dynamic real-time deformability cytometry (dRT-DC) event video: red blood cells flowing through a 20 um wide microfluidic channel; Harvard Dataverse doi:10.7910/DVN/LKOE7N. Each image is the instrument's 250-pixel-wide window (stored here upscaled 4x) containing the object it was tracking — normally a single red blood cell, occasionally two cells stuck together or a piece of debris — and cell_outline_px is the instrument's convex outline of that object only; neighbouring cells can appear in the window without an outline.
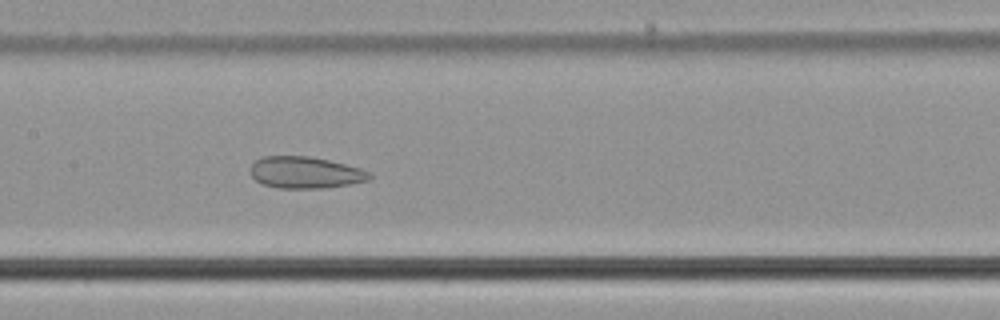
{"species": "common noctule bat (a hibernating species)", "species_latin": "Nyctalus noctula", "temperature_condition": "cold", "stored_images_in_passage": 57, "camera_frame_rate_fps": 3000, "um_per_image_px": 0.085, "animal": {"sex": "male", "body_mass_g": 21.5, "forearm_length_mm": 52.0}, "frame": {"image": 1, "passage_image": 28, "time_ms": 9.0, "image_size_px": [1000, 320], "cell_outline_px": [[372, 176], [368, 180], [348, 184], [324, 188], [276, 188], [264, 184], [256, 180], [252, 176], [252, 164], [256, 160], [264, 156], [308, 156], [328, 160], [360, 168], [368, 172]], "centroid_in_image_um": [25.94, 14.66], "position_along_channel_um": 181.5, "area_um2": 21.68}}
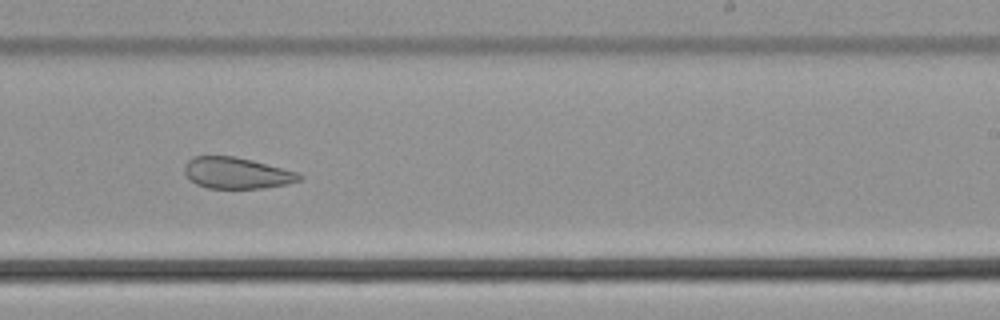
{"frame": {"image": 2, "passage_image": 35, "time_ms": 11.333, "image_size_px": [1000, 320], "cell_outline_px": [[304, 176], [300, 180], [288, 184], [264, 188], [208, 188], [196, 184], [184, 172], [184, 164], [192, 156], [232, 156], [252, 160], [296, 172]], "centroid_in_image_um": [20.11, 14.71], "position_along_channel_um": 268.9, "area_um2": 20.81}}
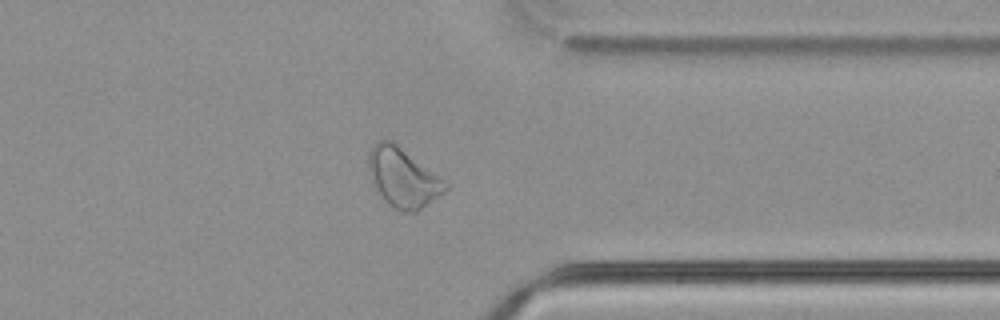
{"frame": {"image": 3, "passage_image": 44, "time_ms": 14.333, "image_size_px": [1000, 320], "cell_outline_px": [[448, 188], [444, 192], [416, 212], [400, 212], [388, 204], [376, 192], [368, 172], [368, 152], [384, 136], [392, 140], [444, 180], [448, 184]], "centroid_in_image_um": [34.21, 15.09], "position_along_channel_um": 377.2, "area_um2": 26.59}, "authors_computed_cell_mechanics": {"area_um2": 29.478, "velocity_mm_per_s": 3.7595, "shape_relaxation_time_tau1_ms": null, "shape_relaxation_time_tau2_ms": 2.9895, "deformation_change_tau1": null, "deformation_change_tau2": 0.0917}}